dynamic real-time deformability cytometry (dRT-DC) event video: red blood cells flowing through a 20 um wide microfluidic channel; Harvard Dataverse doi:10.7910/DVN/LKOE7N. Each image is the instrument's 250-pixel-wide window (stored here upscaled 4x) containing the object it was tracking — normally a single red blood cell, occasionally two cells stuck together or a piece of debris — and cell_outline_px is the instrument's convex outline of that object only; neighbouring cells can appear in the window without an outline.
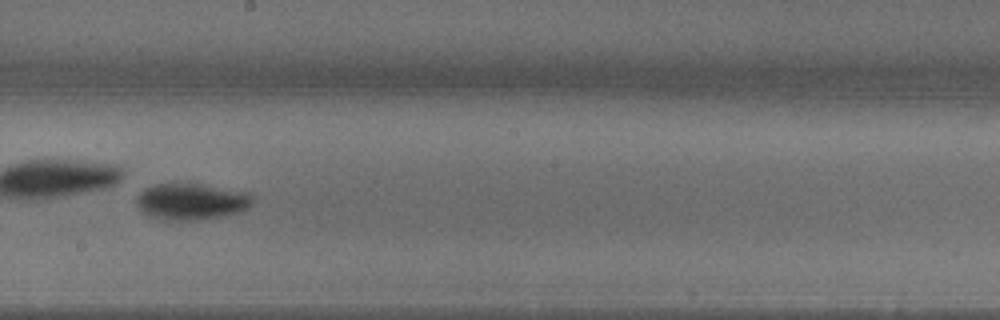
{"species": "common noctule bat (a hibernating species)", "species_latin": "Nyctalus noctula", "temperature_condition": "warm", "stored_images_in_passage": 34, "camera_frame_rate_fps": 3000, "um_per_image_px": 0.085, "animal": {"sex": "male", "body_mass_g": 18.8}, "frame": {"image": 1, "passage_image": 20, "time_ms": 6.333, "image_size_px": [1000, 320], "cell_outline_px": [[252, 204], [248, 208], [236, 212], [220, 216], [200, 220], [168, 220], [152, 216], [144, 212], [140, 208], [136, 200], [140, 192], [144, 188], [156, 184], [200, 184], [248, 192], [252, 196]], "centroid_in_image_um": [16.28, 17.12], "position_along_channel_um": 231.9, "area_um2": 24.22}}